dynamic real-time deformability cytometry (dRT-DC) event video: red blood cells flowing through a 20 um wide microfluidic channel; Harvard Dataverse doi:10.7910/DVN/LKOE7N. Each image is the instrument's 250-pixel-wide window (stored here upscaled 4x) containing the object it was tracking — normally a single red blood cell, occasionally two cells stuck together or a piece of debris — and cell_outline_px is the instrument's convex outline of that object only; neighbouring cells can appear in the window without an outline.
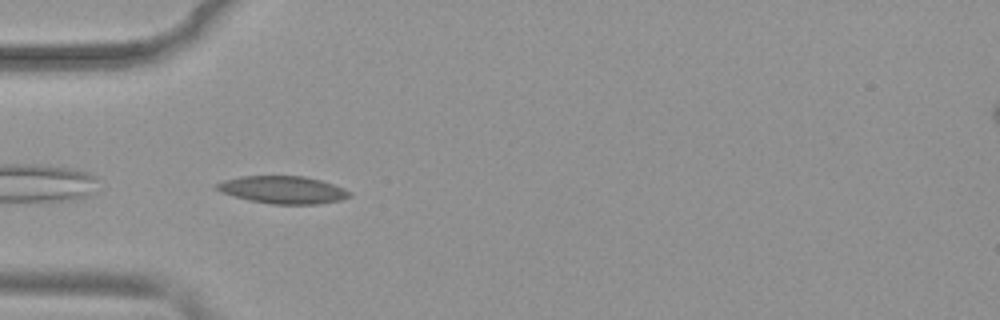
{"species": "common noctule bat (a hibernating species)", "species_latin": "Nyctalus noctula", "temperature_condition": "warm", "stored_images_in_passage": 14, "camera_frame_rate_fps": 3000, "um_per_image_px": 0.085, "animal": {"sex": "female", "body_mass_g": 19.9}, "frame": {"image": 1, "passage_image": 1, "time_ms": 0.0, "image_size_px": [1000, 320], "cell_outline_px": [[352, 196], [340, 200], [316, 204], [272, 204], [252, 200], [220, 192], [212, 188], [216, 184], [224, 180], [240, 176], [304, 176], [320, 180], [344, 188], [352, 192]], "centroid_in_image_um": [24.05, 16.13], "position_along_channel_um": 61.0, "area_um2": 21.21}}
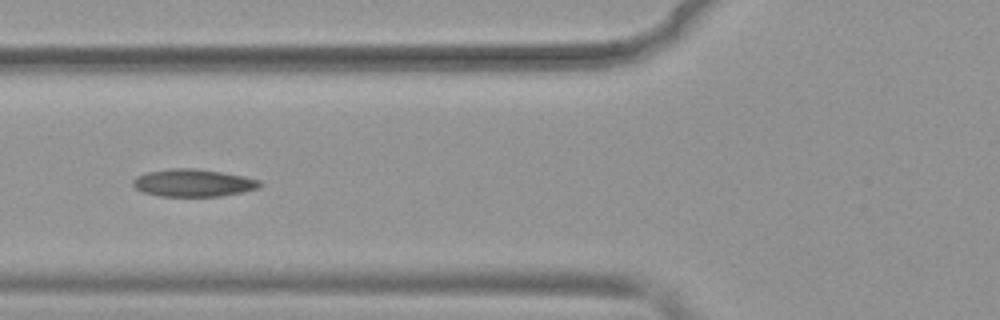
{"frame": {"image": 2, "passage_image": 5, "time_ms": 1.333, "image_size_px": [1000, 320], "cell_outline_px": [[264, 184], [260, 188], [244, 192], [220, 196], [160, 196], [144, 192], [136, 188], [132, 184], [132, 180], [136, 176], [148, 172], [172, 168], [196, 168], [244, 176], [260, 180]], "centroid_in_image_um": [16.46, 15.54], "position_along_channel_um": 109.3, "area_um2": 20.4}}
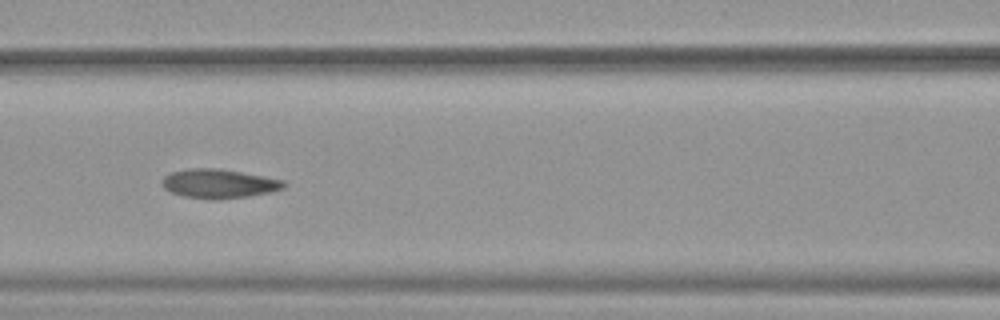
{"frame": {"image": 3, "passage_image": 8, "time_ms": 2.333, "image_size_px": [1000, 320], "cell_outline_px": [[288, 184], [284, 188], [268, 192], [248, 196], [184, 196], [172, 192], [164, 188], [164, 176], [168, 172], [188, 168], [220, 168], [264, 176], [284, 180]], "centroid_in_image_um": [18.64, 15.54], "position_along_channel_um": 148.0, "area_um2": 19.71}}